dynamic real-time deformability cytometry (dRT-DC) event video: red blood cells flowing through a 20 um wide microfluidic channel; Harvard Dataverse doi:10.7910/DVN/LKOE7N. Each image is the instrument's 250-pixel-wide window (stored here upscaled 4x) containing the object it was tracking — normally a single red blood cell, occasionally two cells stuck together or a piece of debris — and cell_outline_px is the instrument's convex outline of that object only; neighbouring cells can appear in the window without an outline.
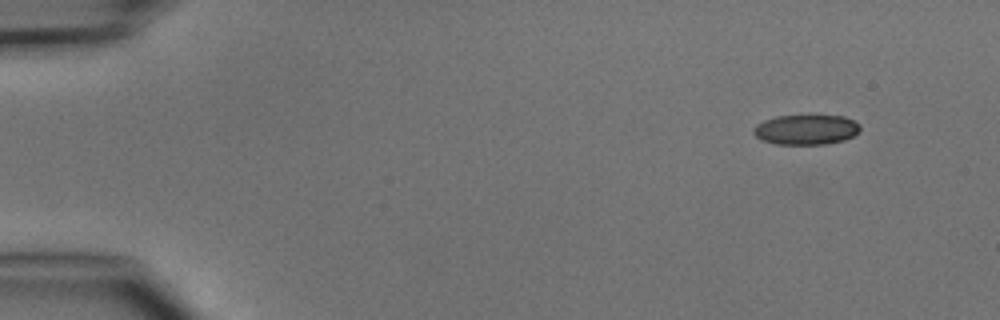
{"species": "common noctule bat (a hibernating species)", "species_latin": "Nyctalus noctula", "temperature_condition": "cold", "stored_images_in_passage": 5, "camera_frame_rate_fps": 3000, "um_per_image_px": 0.085, "animal": {"sex": "male", "body_mass_g": 15.6}, "frame": {"image": 1, "passage_image": 1, "time_ms": 0.0, "image_size_px": [1000, 320], "cell_outline_px": [[860, 132], [844, 140], [824, 144], [776, 144], [764, 140], [756, 136], [752, 132], [752, 128], [756, 124], [764, 120], [776, 116], [844, 116], [860, 124]], "centroid_in_image_um": [68.51, 11.02], "position_along_channel_um": 16.5, "area_um2": 18.55}}
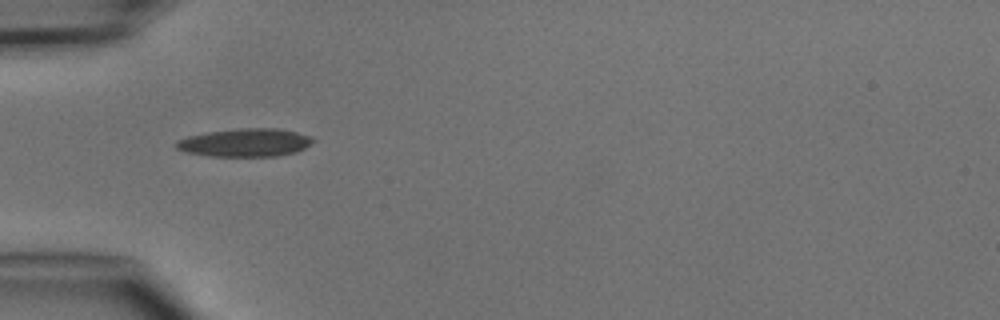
{"frame": {"image": 2, "passage_image": 4, "time_ms": 3.667, "image_size_px": [1000, 320], "cell_outline_px": [[316, 140], [304, 148], [296, 152], [276, 156], [208, 156], [184, 152], [176, 148], [172, 144], [176, 140], [188, 136], [208, 132], [240, 128], [276, 128], [296, 132], [312, 136]], "centroid_in_image_um": [20.81, 12.12], "position_along_channel_um": 64.2, "area_um2": 22.6}}